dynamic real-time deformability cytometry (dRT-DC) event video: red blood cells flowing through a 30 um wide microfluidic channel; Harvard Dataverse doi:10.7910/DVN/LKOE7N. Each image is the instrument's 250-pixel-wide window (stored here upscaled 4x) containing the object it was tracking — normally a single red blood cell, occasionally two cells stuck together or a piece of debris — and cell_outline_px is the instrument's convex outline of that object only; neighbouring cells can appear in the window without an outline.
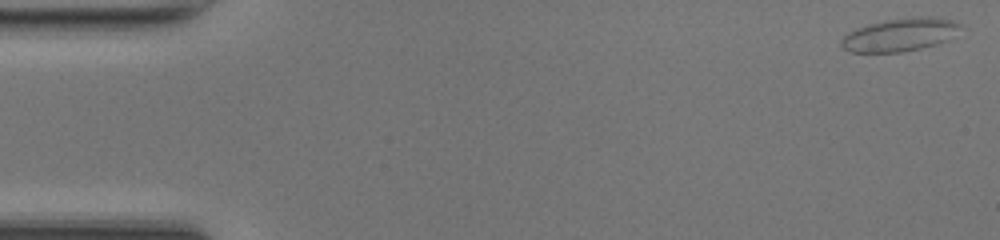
{"species": "common noctule bat (a hibernating species)", "species_latin": "Nyctalus noctula", "temperature_condition": "room temperature", "stored_images_in_passage": 49, "camera_frame_rate_fps": 3000, "um_per_image_px": 0.085, "animal": {"sex": "female", "body_mass_g": 17.0, "forearm_length_mm": 48.0}, "frame": {"image": 1, "passage_image": 1, "time_ms": 0.0, "image_size_px": [1000, 240], "cell_outline_px": [[960, 24], [948, 40], [936, 44], [920, 48], [900, 52], [852, 52], [840, 48], [840, 40], [848, 32], [856, 28], [868, 24], [888, 20], [920, 16], [936, 16], [952, 20]], "centroid_in_image_um": [76.43, 2.95], "position_along_channel_um": 8.6, "area_um2": 22.72}}
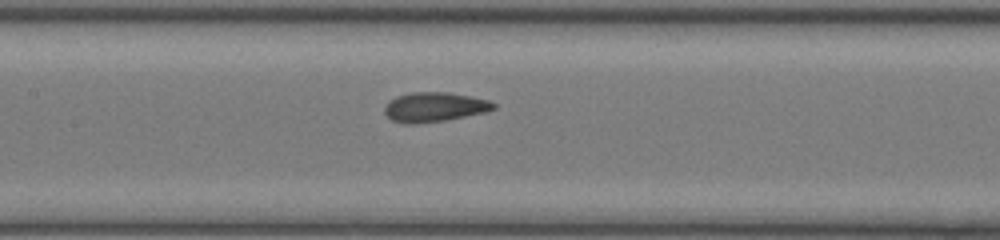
{"frame": {"image": 2, "passage_image": 23, "time_ms": 7.333, "image_size_px": [1000, 240], "cell_outline_px": [[496, 108], [484, 112], [444, 120], [416, 124], [404, 124], [392, 120], [384, 112], [384, 108], [388, 100], [396, 96], [412, 92], [448, 92], [472, 96], [488, 100], [496, 104]], "centroid_in_image_um": [36.89, 9.09], "position_along_channel_um": 170.5, "area_um2": 18.79}}
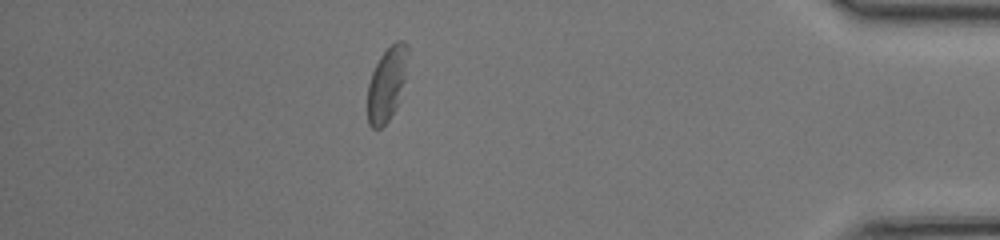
{"frame": {"image": 3, "passage_image": 43, "time_ms": 14.0, "image_size_px": [1000, 240], "cell_outline_px": [[408, 52], [404, 80], [396, 108], [388, 120], [380, 128], [372, 128], [368, 124], [368, 84], [372, 72], [380, 56], [396, 40], [404, 40], [408, 44]], "centroid_in_image_um": [32.88, 7.11], "position_along_channel_um": 402.3, "area_um2": 17.11}, "authors_computed_cell_mechanics": {"area_um2": 18.9006, "velocity_mm_per_s": 4.1885, "shape_relaxation_time_tau1_ms": 2.6854, "shape_relaxation_time_tau2_ms": 0.9901, "deformation_change_tau1": 0.0748, "deformation_change_tau2": 0.0486}}